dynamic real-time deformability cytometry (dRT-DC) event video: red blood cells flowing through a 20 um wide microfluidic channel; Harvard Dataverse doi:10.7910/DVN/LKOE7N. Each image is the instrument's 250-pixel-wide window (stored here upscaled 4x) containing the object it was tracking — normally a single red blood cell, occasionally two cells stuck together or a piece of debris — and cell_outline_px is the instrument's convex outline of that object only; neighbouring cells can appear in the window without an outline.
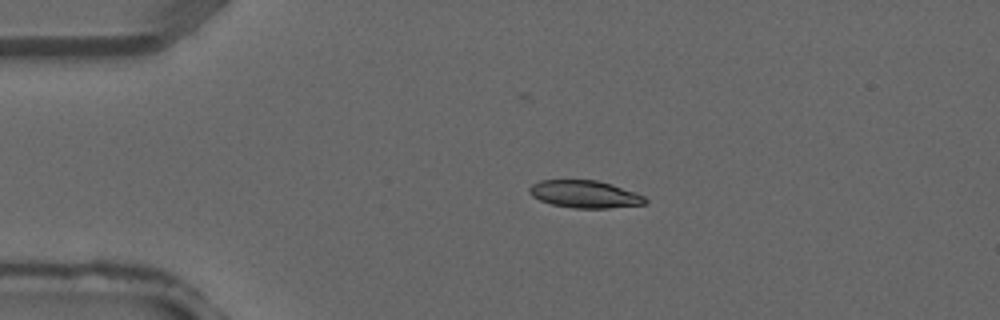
{"species": "common noctule bat (a hibernating species)", "species_latin": "Nyctalus noctula", "temperature_condition": "warm", "stored_images_in_passage": 3, "camera_frame_rate_fps": 3000, "um_per_image_px": 0.085, "animal": {"sex": "male", "forearm_length_mm": 52.5}, "frame": {"image": 1, "passage_image": 1, "time_ms": 0.0, "image_size_px": [1000, 320], "cell_outline_px": [[648, 200], [644, 204], [608, 208], [576, 208], [552, 204], [540, 200], [532, 196], [528, 192], [528, 188], [532, 184], [540, 180], [596, 180], [612, 184], [636, 192], [644, 196]], "centroid_in_image_um": [49.7, 16.5], "position_along_channel_um": 35.3, "area_um2": 18.5}}